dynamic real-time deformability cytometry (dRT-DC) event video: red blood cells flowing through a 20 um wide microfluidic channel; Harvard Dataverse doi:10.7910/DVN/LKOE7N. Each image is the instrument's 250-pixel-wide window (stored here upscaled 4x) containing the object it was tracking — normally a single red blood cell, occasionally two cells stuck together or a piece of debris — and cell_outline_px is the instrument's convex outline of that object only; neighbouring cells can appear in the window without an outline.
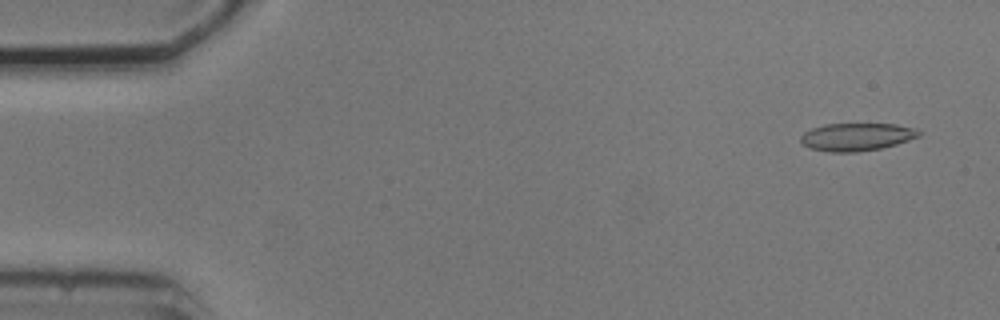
{"species": "common noctule bat (a hibernating species)", "species_latin": "Nyctalus noctula", "temperature_condition": "cold", "stored_images_in_passage": 4, "camera_frame_rate_fps": 3000, "um_per_image_px": 0.085, "animal": {"sex": "male", "body_mass_g": 20.5, "forearm_length_mm": 52.5}, "frame": {"image": 1, "passage_image": 1, "time_ms": 0.0, "image_size_px": [1000, 320], "cell_outline_px": [[920, 136], [896, 144], [880, 148], [856, 152], [828, 152], [808, 148], [800, 140], [800, 136], [804, 132], [812, 128], [824, 124], [896, 124], [916, 128], [920, 132]], "centroid_in_image_um": [72.79, 11.63], "position_along_channel_um": 12.2, "area_um2": 19.13}}
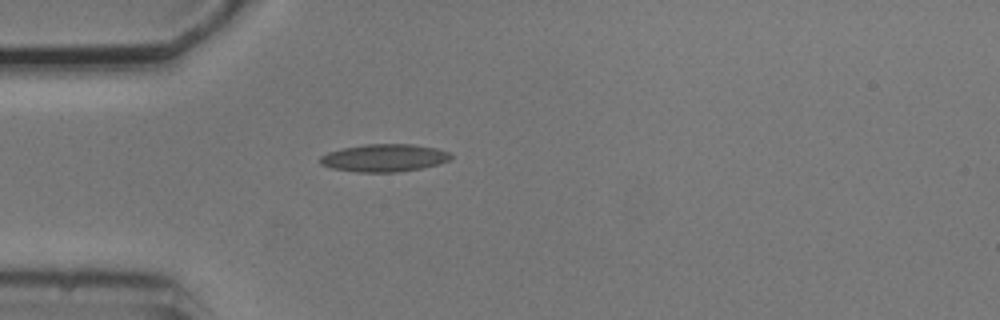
{"frame": {"image": 2, "passage_image": 4, "time_ms": 4.0, "image_size_px": [1000, 320], "cell_outline_px": [[452, 156], [448, 160], [440, 164], [420, 168], [396, 172], [356, 172], [332, 168], [320, 164], [320, 156], [328, 152], [344, 148], [364, 144], [412, 144], [436, 148], [448, 152]], "centroid_in_image_um": [32.64, 13.42], "position_along_channel_um": 52.4, "area_um2": 20.92}}